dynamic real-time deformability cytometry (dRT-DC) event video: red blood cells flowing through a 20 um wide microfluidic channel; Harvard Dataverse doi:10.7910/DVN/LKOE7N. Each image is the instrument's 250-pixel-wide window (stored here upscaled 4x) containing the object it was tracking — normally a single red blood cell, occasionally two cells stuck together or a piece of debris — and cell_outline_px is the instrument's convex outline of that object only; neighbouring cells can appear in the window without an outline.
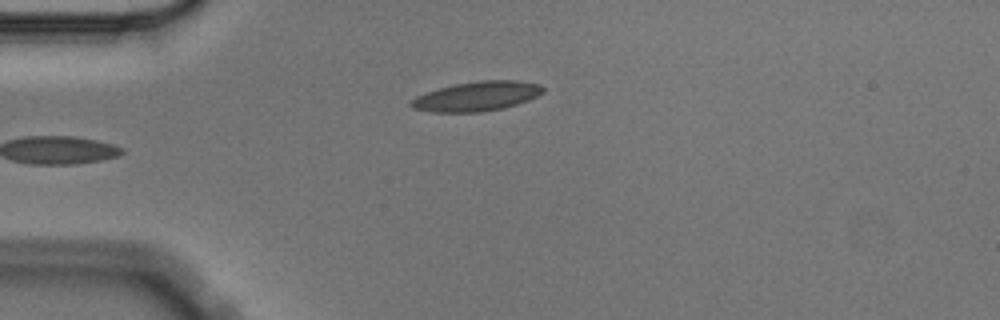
{"species": "Egyptian fruit bat (a non-hibernating species)", "species_latin": "Rousettus aegyptiacus", "temperature_condition": "cold", "stored_images_in_passage": 5, "camera_frame_rate_fps": 3000, "um_per_image_px": 0.085, "animal": {"sex": "male"}, "frame": {"image": 1, "passage_image": 5, "time_ms": 1.333, "image_size_px": [1000, 320], "cell_outline_px": [[544, 92], [528, 100], [504, 108], [480, 112], [432, 112], [412, 108], [408, 104], [416, 96], [440, 88], [456, 84], [480, 80], [516, 80], [540, 84], [544, 88]], "centroid_in_image_um": [40.54, 8.18], "position_along_channel_um": 44.5, "area_um2": 22.6}}